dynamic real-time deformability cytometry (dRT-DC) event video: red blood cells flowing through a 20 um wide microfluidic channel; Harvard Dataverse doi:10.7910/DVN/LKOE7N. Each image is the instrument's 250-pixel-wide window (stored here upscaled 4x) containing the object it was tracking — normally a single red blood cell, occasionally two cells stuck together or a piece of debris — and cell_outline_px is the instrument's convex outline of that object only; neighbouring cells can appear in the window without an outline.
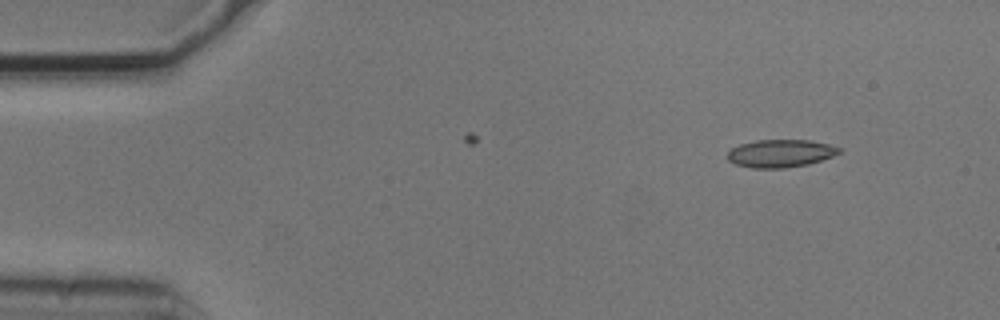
{"species": "common noctule bat (a hibernating species)", "species_latin": "Nyctalus noctula", "temperature_condition": "cold", "stored_images_in_passage": 6, "camera_frame_rate_fps": 3000, "um_per_image_px": 0.085, "animal": {"sex": "male", "body_mass_g": 20.5, "forearm_length_mm": 52.5}, "frame": {"image": 1, "passage_image": 1, "time_ms": 0.0, "image_size_px": [1000, 320], "cell_outline_px": [[840, 152], [832, 156], [808, 164], [784, 168], [752, 168], [736, 164], [728, 160], [728, 152], [732, 148], [740, 144], [756, 140], [808, 140], [828, 144], [840, 148]], "centroid_in_image_um": [66.32, 13.04], "position_along_channel_um": 18.7, "area_um2": 17.86}}